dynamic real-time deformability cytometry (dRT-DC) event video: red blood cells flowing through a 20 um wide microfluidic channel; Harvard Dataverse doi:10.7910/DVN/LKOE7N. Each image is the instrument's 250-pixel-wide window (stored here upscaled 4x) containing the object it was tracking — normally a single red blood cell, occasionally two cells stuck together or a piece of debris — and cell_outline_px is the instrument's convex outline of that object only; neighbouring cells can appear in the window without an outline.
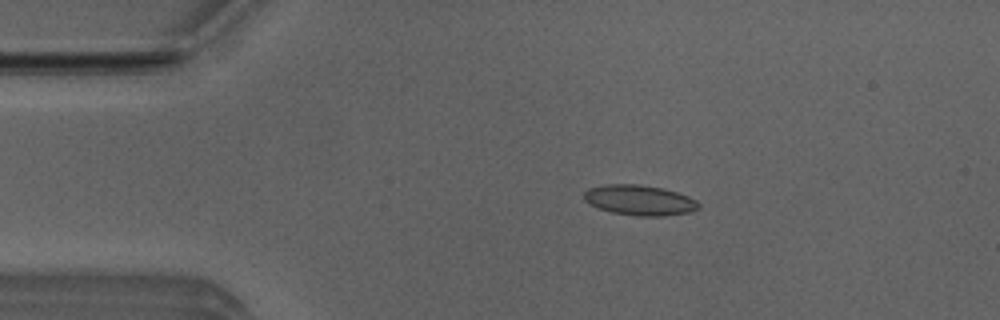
{"species": "Egyptian fruit bat (a non-hibernating species)", "species_latin": "Rousettus aegyptiacus", "temperature_condition": "room temperature", "stored_images_in_passage": 4, "camera_frame_rate_fps": 3000, "um_per_image_px": 0.085, "animal": {"sex": "male"}, "frame": {"image": 1, "passage_image": 2, "time_ms": 0.333, "image_size_px": [1000, 320], "cell_outline_px": [[700, 204], [696, 208], [688, 212], [664, 216], [640, 216], [612, 212], [596, 208], [588, 204], [584, 200], [584, 192], [588, 188], [608, 184], [640, 184], [664, 188], [688, 196], [696, 200]], "centroid_in_image_um": [54.31, 17.0], "position_along_channel_um": 30.7, "area_um2": 20.23}}